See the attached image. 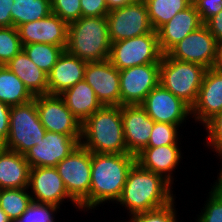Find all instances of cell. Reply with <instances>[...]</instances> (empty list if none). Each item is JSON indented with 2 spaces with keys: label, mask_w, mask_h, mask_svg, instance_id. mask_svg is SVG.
I'll return each instance as SVG.
<instances>
[{
  "label": "cell",
  "mask_w": 222,
  "mask_h": 222,
  "mask_svg": "<svg viewBox=\"0 0 222 222\" xmlns=\"http://www.w3.org/2000/svg\"><path fill=\"white\" fill-rule=\"evenodd\" d=\"M172 187L160 174L145 170L135 163L128 172L121 196L115 204L125 207L127 216L154 210L176 198Z\"/></svg>",
  "instance_id": "cell-1"
},
{
  "label": "cell",
  "mask_w": 222,
  "mask_h": 222,
  "mask_svg": "<svg viewBox=\"0 0 222 222\" xmlns=\"http://www.w3.org/2000/svg\"><path fill=\"white\" fill-rule=\"evenodd\" d=\"M136 163L131 153L107 154L91 152V184L89 212L99 205L116 203L125 186L129 170Z\"/></svg>",
  "instance_id": "cell-2"
},
{
  "label": "cell",
  "mask_w": 222,
  "mask_h": 222,
  "mask_svg": "<svg viewBox=\"0 0 222 222\" xmlns=\"http://www.w3.org/2000/svg\"><path fill=\"white\" fill-rule=\"evenodd\" d=\"M80 144L92 153H129L126 148L121 106H102L82 123Z\"/></svg>",
  "instance_id": "cell-3"
},
{
  "label": "cell",
  "mask_w": 222,
  "mask_h": 222,
  "mask_svg": "<svg viewBox=\"0 0 222 222\" xmlns=\"http://www.w3.org/2000/svg\"><path fill=\"white\" fill-rule=\"evenodd\" d=\"M65 50L87 62L109 59L111 42L106 17H81L68 25Z\"/></svg>",
  "instance_id": "cell-4"
},
{
  "label": "cell",
  "mask_w": 222,
  "mask_h": 222,
  "mask_svg": "<svg viewBox=\"0 0 222 222\" xmlns=\"http://www.w3.org/2000/svg\"><path fill=\"white\" fill-rule=\"evenodd\" d=\"M206 70L207 68L200 64L180 61L163 54L159 83L192 108Z\"/></svg>",
  "instance_id": "cell-5"
},
{
  "label": "cell",
  "mask_w": 222,
  "mask_h": 222,
  "mask_svg": "<svg viewBox=\"0 0 222 222\" xmlns=\"http://www.w3.org/2000/svg\"><path fill=\"white\" fill-rule=\"evenodd\" d=\"M46 133L36 106V96L26 104L10 107L9 134L3 146L24 155Z\"/></svg>",
  "instance_id": "cell-6"
},
{
  "label": "cell",
  "mask_w": 222,
  "mask_h": 222,
  "mask_svg": "<svg viewBox=\"0 0 222 222\" xmlns=\"http://www.w3.org/2000/svg\"><path fill=\"white\" fill-rule=\"evenodd\" d=\"M55 168L68 194L79 204L80 211H89L91 152L79 144Z\"/></svg>",
  "instance_id": "cell-7"
},
{
  "label": "cell",
  "mask_w": 222,
  "mask_h": 222,
  "mask_svg": "<svg viewBox=\"0 0 222 222\" xmlns=\"http://www.w3.org/2000/svg\"><path fill=\"white\" fill-rule=\"evenodd\" d=\"M163 53L158 33L153 30L141 36L111 43L109 60L119 71L150 63H160Z\"/></svg>",
  "instance_id": "cell-8"
},
{
  "label": "cell",
  "mask_w": 222,
  "mask_h": 222,
  "mask_svg": "<svg viewBox=\"0 0 222 222\" xmlns=\"http://www.w3.org/2000/svg\"><path fill=\"white\" fill-rule=\"evenodd\" d=\"M106 18L111 43L151 33L154 30L144 0H136L127 6L109 11Z\"/></svg>",
  "instance_id": "cell-9"
},
{
  "label": "cell",
  "mask_w": 222,
  "mask_h": 222,
  "mask_svg": "<svg viewBox=\"0 0 222 222\" xmlns=\"http://www.w3.org/2000/svg\"><path fill=\"white\" fill-rule=\"evenodd\" d=\"M30 189V190H29ZM28 191L32 201L62 207L63 202L71 201L77 211L79 204L68 194L62 178L55 167L30 168Z\"/></svg>",
  "instance_id": "cell-10"
},
{
  "label": "cell",
  "mask_w": 222,
  "mask_h": 222,
  "mask_svg": "<svg viewBox=\"0 0 222 222\" xmlns=\"http://www.w3.org/2000/svg\"><path fill=\"white\" fill-rule=\"evenodd\" d=\"M160 63H150L120 70L121 106L141 105L159 84Z\"/></svg>",
  "instance_id": "cell-11"
},
{
  "label": "cell",
  "mask_w": 222,
  "mask_h": 222,
  "mask_svg": "<svg viewBox=\"0 0 222 222\" xmlns=\"http://www.w3.org/2000/svg\"><path fill=\"white\" fill-rule=\"evenodd\" d=\"M36 106L39 119L46 131L81 137L82 124L59 95L36 96Z\"/></svg>",
  "instance_id": "cell-12"
},
{
  "label": "cell",
  "mask_w": 222,
  "mask_h": 222,
  "mask_svg": "<svg viewBox=\"0 0 222 222\" xmlns=\"http://www.w3.org/2000/svg\"><path fill=\"white\" fill-rule=\"evenodd\" d=\"M141 106L155 122L183 126L192 117L191 107L160 83L149 92Z\"/></svg>",
  "instance_id": "cell-13"
},
{
  "label": "cell",
  "mask_w": 222,
  "mask_h": 222,
  "mask_svg": "<svg viewBox=\"0 0 222 222\" xmlns=\"http://www.w3.org/2000/svg\"><path fill=\"white\" fill-rule=\"evenodd\" d=\"M216 40L205 24L174 45L166 55L180 61L212 68L216 58Z\"/></svg>",
  "instance_id": "cell-14"
},
{
  "label": "cell",
  "mask_w": 222,
  "mask_h": 222,
  "mask_svg": "<svg viewBox=\"0 0 222 222\" xmlns=\"http://www.w3.org/2000/svg\"><path fill=\"white\" fill-rule=\"evenodd\" d=\"M84 80L92 87L102 106H121L120 71L109 59L87 62Z\"/></svg>",
  "instance_id": "cell-15"
},
{
  "label": "cell",
  "mask_w": 222,
  "mask_h": 222,
  "mask_svg": "<svg viewBox=\"0 0 222 222\" xmlns=\"http://www.w3.org/2000/svg\"><path fill=\"white\" fill-rule=\"evenodd\" d=\"M80 141L81 137L46 131L43 139L31 147L24 157L31 168L55 167L80 144Z\"/></svg>",
  "instance_id": "cell-16"
},
{
  "label": "cell",
  "mask_w": 222,
  "mask_h": 222,
  "mask_svg": "<svg viewBox=\"0 0 222 222\" xmlns=\"http://www.w3.org/2000/svg\"><path fill=\"white\" fill-rule=\"evenodd\" d=\"M222 111V72L206 70L198 97L191 108L192 119L203 127Z\"/></svg>",
  "instance_id": "cell-17"
},
{
  "label": "cell",
  "mask_w": 222,
  "mask_h": 222,
  "mask_svg": "<svg viewBox=\"0 0 222 222\" xmlns=\"http://www.w3.org/2000/svg\"><path fill=\"white\" fill-rule=\"evenodd\" d=\"M68 23L58 15L50 13L47 17L20 25L17 29L21 44L46 43L66 47Z\"/></svg>",
  "instance_id": "cell-18"
},
{
  "label": "cell",
  "mask_w": 222,
  "mask_h": 222,
  "mask_svg": "<svg viewBox=\"0 0 222 222\" xmlns=\"http://www.w3.org/2000/svg\"><path fill=\"white\" fill-rule=\"evenodd\" d=\"M121 116L127 151L137 155L148 145L155 121L141 105L121 106Z\"/></svg>",
  "instance_id": "cell-19"
},
{
  "label": "cell",
  "mask_w": 222,
  "mask_h": 222,
  "mask_svg": "<svg viewBox=\"0 0 222 222\" xmlns=\"http://www.w3.org/2000/svg\"><path fill=\"white\" fill-rule=\"evenodd\" d=\"M179 144L163 145L159 147H145L136 156V163L143 169L160 174L172 185L173 174L181 164L182 146ZM174 171V172H173Z\"/></svg>",
  "instance_id": "cell-20"
},
{
  "label": "cell",
  "mask_w": 222,
  "mask_h": 222,
  "mask_svg": "<svg viewBox=\"0 0 222 222\" xmlns=\"http://www.w3.org/2000/svg\"><path fill=\"white\" fill-rule=\"evenodd\" d=\"M203 24L193 4L175 14L170 21L157 30L162 53L166 54L174 45Z\"/></svg>",
  "instance_id": "cell-21"
},
{
  "label": "cell",
  "mask_w": 222,
  "mask_h": 222,
  "mask_svg": "<svg viewBox=\"0 0 222 222\" xmlns=\"http://www.w3.org/2000/svg\"><path fill=\"white\" fill-rule=\"evenodd\" d=\"M87 61L79 59L66 50L48 74V94L59 95L84 80Z\"/></svg>",
  "instance_id": "cell-22"
},
{
  "label": "cell",
  "mask_w": 222,
  "mask_h": 222,
  "mask_svg": "<svg viewBox=\"0 0 222 222\" xmlns=\"http://www.w3.org/2000/svg\"><path fill=\"white\" fill-rule=\"evenodd\" d=\"M30 168L24 155L0 146V190L28 188Z\"/></svg>",
  "instance_id": "cell-23"
},
{
  "label": "cell",
  "mask_w": 222,
  "mask_h": 222,
  "mask_svg": "<svg viewBox=\"0 0 222 222\" xmlns=\"http://www.w3.org/2000/svg\"><path fill=\"white\" fill-rule=\"evenodd\" d=\"M6 66L34 97L48 94V74L35 65L23 49Z\"/></svg>",
  "instance_id": "cell-24"
},
{
  "label": "cell",
  "mask_w": 222,
  "mask_h": 222,
  "mask_svg": "<svg viewBox=\"0 0 222 222\" xmlns=\"http://www.w3.org/2000/svg\"><path fill=\"white\" fill-rule=\"evenodd\" d=\"M59 96L81 124L102 107L94 90L85 80L64 90Z\"/></svg>",
  "instance_id": "cell-25"
},
{
  "label": "cell",
  "mask_w": 222,
  "mask_h": 222,
  "mask_svg": "<svg viewBox=\"0 0 222 222\" xmlns=\"http://www.w3.org/2000/svg\"><path fill=\"white\" fill-rule=\"evenodd\" d=\"M33 99L24 83L6 65H0V102L11 107Z\"/></svg>",
  "instance_id": "cell-26"
},
{
  "label": "cell",
  "mask_w": 222,
  "mask_h": 222,
  "mask_svg": "<svg viewBox=\"0 0 222 222\" xmlns=\"http://www.w3.org/2000/svg\"><path fill=\"white\" fill-rule=\"evenodd\" d=\"M11 6L12 26L18 28L20 25L40 20L51 13L50 0H13Z\"/></svg>",
  "instance_id": "cell-27"
},
{
  "label": "cell",
  "mask_w": 222,
  "mask_h": 222,
  "mask_svg": "<svg viewBox=\"0 0 222 222\" xmlns=\"http://www.w3.org/2000/svg\"><path fill=\"white\" fill-rule=\"evenodd\" d=\"M152 27L157 31L180 11L192 4V0H144Z\"/></svg>",
  "instance_id": "cell-28"
},
{
  "label": "cell",
  "mask_w": 222,
  "mask_h": 222,
  "mask_svg": "<svg viewBox=\"0 0 222 222\" xmlns=\"http://www.w3.org/2000/svg\"><path fill=\"white\" fill-rule=\"evenodd\" d=\"M66 47L46 43H31L23 45L24 52L45 73L49 74L52 67L64 52Z\"/></svg>",
  "instance_id": "cell-29"
},
{
  "label": "cell",
  "mask_w": 222,
  "mask_h": 222,
  "mask_svg": "<svg viewBox=\"0 0 222 222\" xmlns=\"http://www.w3.org/2000/svg\"><path fill=\"white\" fill-rule=\"evenodd\" d=\"M31 202L28 188L0 190V208L12 221L18 219Z\"/></svg>",
  "instance_id": "cell-30"
},
{
  "label": "cell",
  "mask_w": 222,
  "mask_h": 222,
  "mask_svg": "<svg viewBox=\"0 0 222 222\" xmlns=\"http://www.w3.org/2000/svg\"><path fill=\"white\" fill-rule=\"evenodd\" d=\"M22 49L18 29L0 27V65H6Z\"/></svg>",
  "instance_id": "cell-31"
},
{
  "label": "cell",
  "mask_w": 222,
  "mask_h": 222,
  "mask_svg": "<svg viewBox=\"0 0 222 222\" xmlns=\"http://www.w3.org/2000/svg\"><path fill=\"white\" fill-rule=\"evenodd\" d=\"M180 127L182 126L155 122L146 147H159L163 145L178 144V142L181 144L180 138L183 135L181 134L180 136Z\"/></svg>",
  "instance_id": "cell-32"
},
{
  "label": "cell",
  "mask_w": 222,
  "mask_h": 222,
  "mask_svg": "<svg viewBox=\"0 0 222 222\" xmlns=\"http://www.w3.org/2000/svg\"><path fill=\"white\" fill-rule=\"evenodd\" d=\"M60 207L32 201L26 211L12 222H56Z\"/></svg>",
  "instance_id": "cell-33"
},
{
  "label": "cell",
  "mask_w": 222,
  "mask_h": 222,
  "mask_svg": "<svg viewBox=\"0 0 222 222\" xmlns=\"http://www.w3.org/2000/svg\"><path fill=\"white\" fill-rule=\"evenodd\" d=\"M210 190L201 213L196 214L195 222H222V191Z\"/></svg>",
  "instance_id": "cell-34"
},
{
  "label": "cell",
  "mask_w": 222,
  "mask_h": 222,
  "mask_svg": "<svg viewBox=\"0 0 222 222\" xmlns=\"http://www.w3.org/2000/svg\"><path fill=\"white\" fill-rule=\"evenodd\" d=\"M175 200L176 198L163 207L135 214L131 216V220L132 222H178Z\"/></svg>",
  "instance_id": "cell-35"
},
{
  "label": "cell",
  "mask_w": 222,
  "mask_h": 222,
  "mask_svg": "<svg viewBox=\"0 0 222 222\" xmlns=\"http://www.w3.org/2000/svg\"><path fill=\"white\" fill-rule=\"evenodd\" d=\"M51 13L68 24L82 17L80 0H50Z\"/></svg>",
  "instance_id": "cell-36"
},
{
  "label": "cell",
  "mask_w": 222,
  "mask_h": 222,
  "mask_svg": "<svg viewBox=\"0 0 222 222\" xmlns=\"http://www.w3.org/2000/svg\"><path fill=\"white\" fill-rule=\"evenodd\" d=\"M203 128L207 132L205 137L206 142H203L204 146L209 148V150L211 149L214 153L222 150V111L212 118Z\"/></svg>",
  "instance_id": "cell-37"
},
{
  "label": "cell",
  "mask_w": 222,
  "mask_h": 222,
  "mask_svg": "<svg viewBox=\"0 0 222 222\" xmlns=\"http://www.w3.org/2000/svg\"><path fill=\"white\" fill-rule=\"evenodd\" d=\"M192 4L203 23L222 10V0H192Z\"/></svg>",
  "instance_id": "cell-38"
},
{
  "label": "cell",
  "mask_w": 222,
  "mask_h": 222,
  "mask_svg": "<svg viewBox=\"0 0 222 222\" xmlns=\"http://www.w3.org/2000/svg\"><path fill=\"white\" fill-rule=\"evenodd\" d=\"M82 17H106L108 7L105 0H80Z\"/></svg>",
  "instance_id": "cell-39"
},
{
  "label": "cell",
  "mask_w": 222,
  "mask_h": 222,
  "mask_svg": "<svg viewBox=\"0 0 222 222\" xmlns=\"http://www.w3.org/2000/svg\"><path fill=\"white\" fill-rule=\"evenodd\" d=\"M10 106L0 102V146H4L9 134Z\"/></svg>",
  "instance_id": "cell-40"
},
{
  "label": "cell",
  "mask_w": 222,
  "mask_h": 222,
  "mask_svg": "<svg viewBox=\"0 0 222 222\" xmlns=\"http://www.w3.org/2000/svg\"><path fill=\"white\" fill-rule=\"evenodd\" d=\"M204 24L215 37L216 42H222V10L209 18Z\"/></svg>",
  "instance_id": "cell-41"
},
{
  "label": "cell",
  "mask_w": 222,
  "mask_h": 222,
  "mask_svg": "<svg viewBox=\"0 0 222 222\" xmlns=\"http://www.w3.org/2000/svg\"><path fill=\"white\" fill-rule=\"evenodd\" d=\"M13 0H0V27L12 26L11 6Z\"/></svg>",
  "instance_id": "cell-42"
},
{
  "label": "cell",
  "mask_w": 222,
  "mask_h": 222,
  "mask_svg": "<svg viewBox=\"0 0 222 222\" xmlns=\"http://www.w3.org/2000/svg\"><path fill=\"white\" fill-rule=\"evenodd\" d=\"M214 155H216L217 158L222 160V150L216 151V153ZM219 165H221V167L218 169L219 173L217 174L218 175L217 179L215 180V182L213 183V185L210 188L217 190V191H222V161H221V164H219Z\"/></svg>",
  "instance_id": "cell-43"
},
{
  "label": "cell",
  "mask_w": 222,
  "mask_h": 222,
  "mask_svg": "<svg viewBox=\"0 0 222 222\" xmlns=\"http://www.w3.org/2000/svg\"><path fill=\"white\" fill-rule=\"evenodd\" d=\"M105 1L108 7V11H112L127 6L128 4H131L136 0H105Z\"/></svg>",
  "instance_id": "cell-44"
},
{
  "label": "cell",
  "mask_w": 222,
  "mask_h": 222,
  "mask_svg": "<svg viewBox=\"0 0 222 222\" xmlns=\"http://www.w3.org/2000/svg\"><path fill=\"white\" fill-rule=\"evenodd\" d=\"M212 68L222 72V42L216 44V58Z\"/></svg>",
  "instance_id": "cell-45"
},
{
  "label": "cell",
  "mask_w": 222,
  "mask_h": 222,
  "mask_svg": "<svg viewBox=\"0 0 222 222\" xmlns=\"http://www.w3.org/2000/svg\"><path fill=\"white\" fill-rule=\"evenodd\" d=\"M0 222H12L7 214L0 208Z\"/></svg>",
  "instance_id": "cell-46"
},
{
  "label": "cell",
  "mask_w": 222,
  "mask_h": 222,
  "mask_svg": "<svg viewBox=\"0 0 222 222\" xmlns=\"http://www.w3.org/2000/svg\"><path fill=\"white\" fill-rule=\"evenodd\" d=\"M115 221H116V220H114V222H115ZM122 221H123V222H132V220H131V217H130V216H129V219H128L127 221H125V220H121V221H120V220H118V221H116V222H122Z\"/></svg>",
  "instance_id": "cell-47"
}]
</instances>
